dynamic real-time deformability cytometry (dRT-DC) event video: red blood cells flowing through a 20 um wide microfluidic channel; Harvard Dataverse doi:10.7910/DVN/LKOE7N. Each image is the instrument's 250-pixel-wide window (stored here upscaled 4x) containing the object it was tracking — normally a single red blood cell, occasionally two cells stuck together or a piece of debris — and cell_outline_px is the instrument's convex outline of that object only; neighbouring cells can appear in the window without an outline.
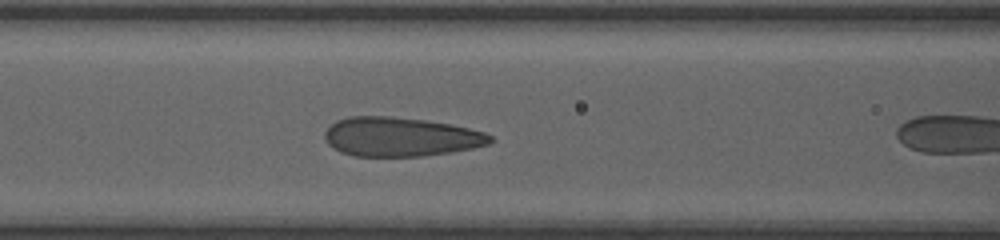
{"species": "human", "species_latin": "Homo sapiens", "temperature_condition": "room temperature", "stored_images_in_passage": 11, "camera_frame_rate_fps": 3000, "um_per_image_px": 0.085, "donor": {"sex": "female"}, "frame": {"image": 1, "passage_image": 7, "time_ms": 2.0, "image_size_px": [1000, 240], "cell_outline_px": [[492, 140], [488, 144], [472, 148], [452, 152], [420, 156], [352, 156], [340, 152], [328, 144], [324, 136], [324, 132], [336, 120], [348, 116], [388, 116], [424, 120], [448, 124], [468, 128], [484, 132], [492, 136]], "centroid_in_image_um": [34.01, 11.63], "position_along_channel_um": 132.6, "area_um2": 37.63}}
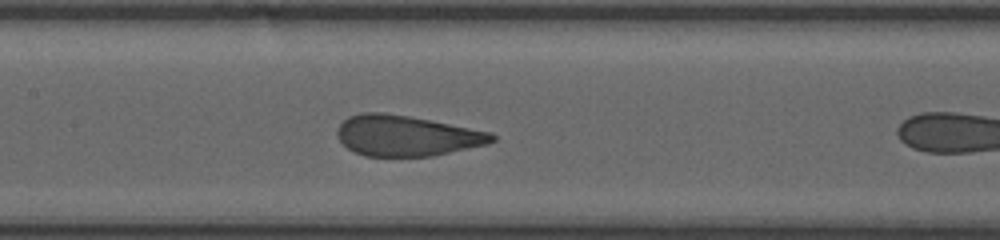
{"frame": {"image": 2, "passage_image": 10, "time_ms": 3.0, "image_size_px": [1000, 240], "cell_outline_px": [[496, 140], [488, 144], [432, 156], [364, 156], [348, 148], [336, 136], [336, 132], [340, 124], [348, 116], [360, 112], [380, 112], [408, 116], [492, 132], [496, 136]], "centroid_in_image_um": [34.55, 11.53], "position_along_channel_um": 172.9, "area_um2": 36.53}}